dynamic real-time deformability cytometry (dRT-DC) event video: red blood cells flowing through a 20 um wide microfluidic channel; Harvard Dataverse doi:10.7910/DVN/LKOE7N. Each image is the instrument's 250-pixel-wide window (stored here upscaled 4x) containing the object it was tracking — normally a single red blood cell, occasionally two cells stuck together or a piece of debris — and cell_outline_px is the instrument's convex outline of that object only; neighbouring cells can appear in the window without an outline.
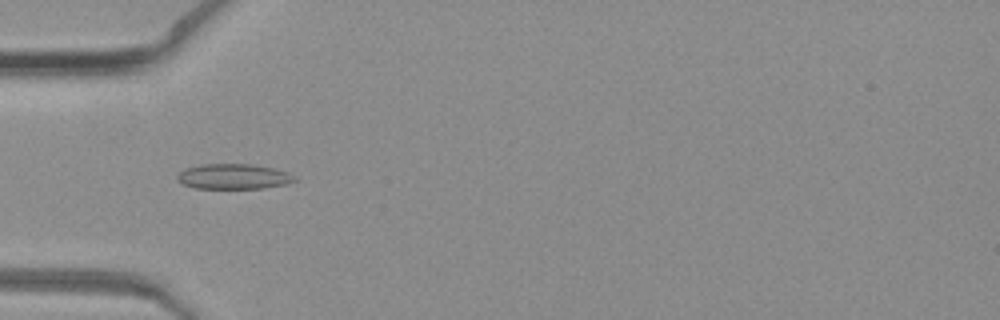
{"species": "common noctule bat (a hibernating species)", "species_latin": "Nyctalus noctula", "temperature_condition": "warm", "stored_images_in_passage": 48, "camera_frame_rate_fps": 3000, "um_per_image_px": 0.085, "animal": {"sex": "female", "body_mass_g": 19.3, "forearm_length_mm": 54.1}, "frame": {"image": 1, "passage_image": 16, "time_ms": 5.0, "image_size_px": [1000, 320], "cell_outline_px": [[300, 180], [284, 184], [260, 188], [192, 188], [180, 184], [176, 180], [176, 176], [184, 168], [200, 164], [252, 164], [272, 168], [288, 172]], "centroid_in_image_um": [19.79, 15.0], "position_along_channel_um": 65.2, "area_um2": 17.4}}
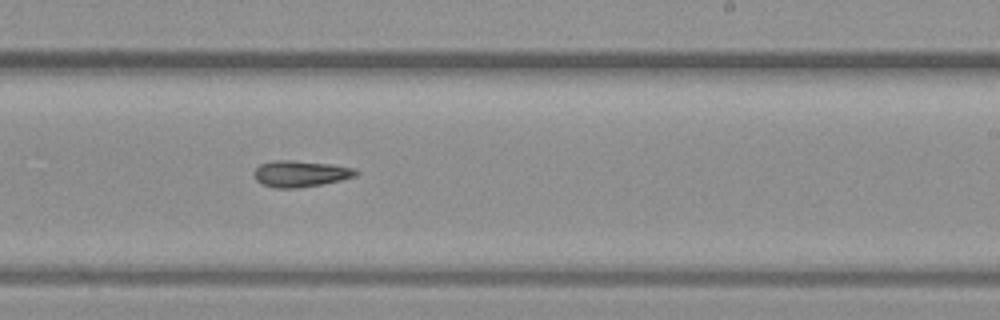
{"frame": {"image": 2, "passage_image": 30, "time_ms": 9.667, "image_size_px": [1000, 320], "cell_outline_px": [[360, 172], [356, 176], [324, 184], [296, 188], [276, 188], [264, 184], [256, 180], [252, 172], [260, 164], [272, 160], [292, 160], [332, 164], [356, 168]], "centroid_in_image_um": [25.56, 14.75], "position_along_channel_um": 263.4, "area_um2": 15.78}}
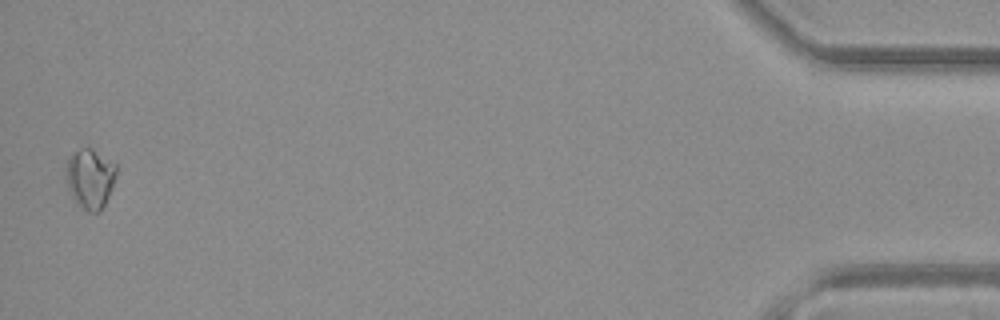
{"frame": {"image": 3, "passage_image": 48, "time_ms": 15.667, "image_size_px": [1000, 320], "cell_outline_px": [[116, 172], [112, 188], [100, 212], [88, 212], [76, 204], [68, 188], [64, 172], [64, 164], [68, 156], [72, 152], [80, 148], [92, 148], [116, 164]], "centroid_in_image_um": [7.61, 15.15], "position_along_channel_um": 427.6, "area_um2": 17.86}}